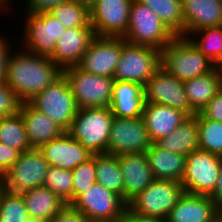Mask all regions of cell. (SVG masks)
Masks as SVG:
<instances>
[{
  "mask_svg": "<svg viewBox=\"0 0 222 222\" xmlns=\"http://www.w3.org/2000/svg\"><path fill=\"white\" fill-rule=\"evenodd\" d=\"M21 49L9 56L5 83L22 102H29L58 78L62 70L49 57Z\"/></svg>",
  "mask_w": 222,
  "mask_h": 222,
  "instance_id": "obj_1",
  "label": "cell"
},
{
  "mask_svg": "<svg viewBox=\"0 0 222 222\" xmlns=\"http://www.w3.org/2000/svg\"><path fill=\"white\" fill-rule=\"evenodd\" d=\"M161 68L184 82L211 72L216 65L187 38L176 36L160 51Z\"/></svg>",
  "mask_w": 222,
  "mask_h": 222,
  "instance_id": "obj_2",
  "label": "cell"
},
{
  "mask_svg": "<svg viewBox=\"0 0 222 222\" xmlns=\"http://www.w3.org/2000/svg\"><path fill=\"white\" fill-rule=\"evenodd\" d=\"M113 119L110 107L78 109L67 133L91 154H108Z\"/></svg>",
  "mask_w": 222,
  "mask_h": 222,
  "instance_id": "obj_3",
  "label": "cell"
},
{
  "mask_svg": "<svg viewBox=\"0 0 222 222\" xmlns=\"http://www.w3.org/2000/svg\"><path fill=\"white\" fill-rule=\"evenodd\" d=\"M175 37L150 7L133 0L127 32L123 37L127 43L161 51Z\"/></svg>",
  "mask_w": 222,
  "mask_h": 222,
  "instance_id": "obj_4",
  "label": "cell"
},
{
  "mask_svg": "<svg viewBox=\"0 0 222 222\" xmlns=\"http://www.w3.org/2000/svg\"><path fill=\"white\" fill-rule=\"evenodd\" d=\"M184 193V187L178 181L154 179L127 204V208L139 216L166 220Z\"/></svg>",
  "mask_w": 222,
  "mask_h": 222,
  "instance_id": "obj_5",
  "label": "cell"
},
{
  "mask_svg": "<svg viewBox=\"0 0 222 222\" xmlns=\"http://www.w3.org/2000/svg\"><path fill=\"white\" fill-rule=\"evenodd\" d=\"M28 103L46 114L65 132L69 130L78 111L69 82L63 73Z\"/></svg>",
  "mask_w": 222,
  "mask_h": 222,
  "instance_id": "obj_6",
  "label": "cell"
},
{
  "mask_svg": "<svg viewBox=\"0 0 222 222\" xmlns=\"http://www.w3.org/2000/svg\"><path fill=\"white\" fill-rule=\"evenodd\" d=\"M67 78L78 109L110 107L114 78L83 71L78 66L62 70Z\"/></svg>",
  "mask_w": 222,
  "mask_h": 222,
  "instance_id": "obj_7",
  "label": "cell"
},
{
  "mask_svg": "<svg viewBox=\"0 0 222 222\" xmlns=\"http://www.w3.org/2000/svg\"><path fill=\"white\" fill-rule=\"evenodd\" d=\"M160 67L159 50L127 43L122 37L121 57L114 72V80L144 86Z\"/></svg>",
  "mask_w": 222,
  "mask_h": 222,
  "instance_id": "obj_8",
  "label": "cell"
},
{
  "mask_svg": "<svg viewBox=\"0 0 222 222\" xmlns=\"http://www.w3.org/2000/svg\"><path fill=\"white\" fill-rule=\"evenodd\" d=\"M24 14L27 16H24L25 34L21 41L23 49L50 58L55 51L57 40L65 33L66 27L49 12Z\"/></svg>",
  "mask_w": 222,
  "mask_h": 222,
  "instance_id": "obj_9",
  "label": "cell"
},
{
  "mask_svg": "<svg viewBox=\"0 0 222 222\" xmlns=\"http://www.w3.org/2000/svg\"><path fill=\"white\" fill-rule=\"evenodd\" d=\"M49 167L43 153L38 148H32L20 154L18 160L0 179V186L19 194L41 187Z\"/></svg>",
  "mask_w": 222,
  "mask_h": 222,
  "instance_id": "obj_10",
  "label": "cell"
},
{
  "mask_svg": "<svg viewBox=\"0 0 222 222\" xmlns=\"http://www.w3.org/2000/svg\"><path fill=\"white\" fill-rule=\"evenodd\" d=\"M222 157L203 150L186 156V166L181 181L185 193L210 196L217 185Z\"/></svg>",
  "mask_w": 222,
  "mask_h": 222,
  "instance_id": "obj_11",
  "label": "cell"
},
{
  "mask_svg": "<svg viewBox=\"0 0 222 222\" xmlns=\"http://www.w3.org/2000/svg\"><path fill=\"white\" fill-rule=\"evenodd\" d=\"M72 205L91 222L121 221L127 204L115 192L96 182L82 193Z\"/></svg>",
  "mask_w": 222,
  "mask_h": 222,
  "instance_id": "obj_12",
  "label": "cell"
},
{
  "mask_svg": "<svg viewBox=\"0 0 222 222\" xmlns=\"http://www.w3.org/2000/svg\"><path fill=\"white\" fill-rule=\"evenodd\" d=\"M152 141L147 132L143 117H114L108 141V154L146 153Z\"/></svg>",
  "mask_w": 222,
  "mask_h": 222,
  "instance_id": "obj_13",
  "label": "cell"
},
{
  "mask_svg": "<svg viewBox=\"0 0 222 222\" xmlns=\"http://www.w3.org/2000/svg\"><path fill=\"white\" fill-rule=\"evenodd\" d=\"M133 0H96L90 12L95 36L124 37Z\"/></svg>",
  "mask_w": 222,
  "mask_h": 222,
  "instance_id": "obj_14",
  "label": "cell"
},
{
  "mask_svg": "<svg viewBox=\"0 0 222 222\" xmlns=\"http://www.w3.org/2000/svg\"><path fill=\"white\" fill-rule=\"evenodd\" d=\"M144 97L147 103L178 109L188 117L196 114L189 104L183 82L166 73L161 67L144 85Z\"/></svg>",
  "mask_w": 222,
  "mask_h": 222,
  "instance_id": "obj_15",
  "label": "cell"
},
{
  "mask_svg": "<svg viewBox=\"0 0 222 222\" xmlns=\"http://www.w3.org/2000/svg\"><path fill=\"white\" fill-rule=\"evenodd\" d=\"M121 51L122 37L95 36L77 66L85 72L113 78Z\"/></svg>",
  "mask_w": 222,
  "mask_h": 222,
  "instance_id": "obj_16",
  "label": "cell"
},
{
  "mask_svg": "<svg viewBox=\"0 0 222 222\" xmlns=\"http://www.w3.org/2000/svg\"><path fill=\"white\" fill-rule=\"evenodd\" d=\"M39 150L50 166L73 170L93 156L78 140L67 132L43 144Z\"/></svg>",
  "mask_w": 222,
  "mask_h": 222,
  "instance_id": "obj_17",
  "label": "cell"
},
{
  "mask_svg": "<svg viewBox=\"0 0 222 222\" xmlns=\"http://www.w3.org/2000/svg\"><path fill=\"white\" fill-rule=\"evenodd\" d=\"M95 37L93 27L67 28L56 42L50 59L61 69L77 66Z\"/></svg>",
  "mask_w": 222,
  "mask_h": 222,
  "instance_id": "obj_18",
  "label": "cell"
},
{
  "mask_svg": "<svg viewBox=\"0 0 222 222\" xmlns=\"http://www.w3.org/2000/svg\"><path fill=\"white\" fill-rule=\"evenodd\" d=\"M221 213L210 196L184 193L169 212L166 222H214Z\"/></svg>",
  "mask_w": 222,
  "mask_h": 222,
  "instance_id": "obj_19",
  "label": "cell"
},
{
  "mask_svg": "<svg viewBox=\"0 0 222 222\" xmlns=\"http://www.w3.org/2000/svg\"><path fill=\"white\" fill-rule=\"evenodd\" d=\"M124 182V202L128 204L154 180L145 153L118 155Z\"/></svg>",
  "mask_w": 222,
  "mask_h": 222,
  "instance_id": "obj_20",
  "label": "cell"
},
{
  "mask_svg": "<svg viewBox=\"0 0 222 222\" xmlns=\"http://www.w3.org/2000/svg\"><path fill=\"white\" fill-rule=\"evenodd\" d=\"M142 117L153 143L168 136L188 118L178 109L147 102L144 104Z\"/></svg>",
  "mask_w": 222,
  "mask_h": 222,
  "instance_id": "obj_21",
  "label": "cell"
},
{
  "mask_svg": "<svg viewBox=\"0 0 222 222\" xmlns=\"http://www.w3.org/2000/svg\"><path fill=\"white\" fill-rule=\"evenodd\" d=\"M184 37L206 27L222 25V0H181Z\"/></svg>",
  "mask_w": 222,
  "mask_h": 222,
  "instance_id": "obj_22",
  "label": "cell"
},
{
  "mask_svg": "<svg viewBox=\"0 0 222 222\" xmlns=\"http://www.w3.org/2000/svg\"><path fill=\"white\" fill-rule=\"evenodd\" d=\"M144 104V86L134 82L115 80L110 105L114 117H141Z\"/></svg>",
  "mask_w": 222,
  "mask_h": 222,
  "instance_id": "obj_23",
  "label": "cell"
},
{
  "mask_svg": "<svg viewBox=\"0 0 222 222\" xmlns=\"http://www.w3.org/2000/svg\"><path fill=\"white\" fill-rule=\"evenodd\" d=\"M20 113L25 124L28 142L32 148L39 149L43 144L65 132L46 114L36 110L28 102H22Z\"/></svg>",
  "mask_w": 222,
  "mask_h": 222,
  "instance_id": "obj_24",
  "label": "cell"
},
{
  "mask_svg": "<svg viewBox=\"0 0 222 222\" xmlns=\"http://www.w3.org/2000/svg\"><path fill=\"white\" fill-rule=\"evenodd\" d=\"M154 179L178 181L181 183L186 166V156L170 152L152 143L145 153Z\"/></svg>",
  "mask_w": 222,
  "mask_h": 222,
  "instance_id": "obj_25",
  "label": "cell"
},
{
  "mask_svg": "<svg viewBox=\"0 0 222 222\" xmlns=\"http://www.w3.org/2000/svg\"><path fill=\"white\" fill-rule=\"evenodd\" d=\"M22 197L32 221L51 222L52 218L66 204L45 186L23 192Z\"/></svg>",
  "mask_w": 222,
  "mask_h": 222,
  "instance_id": "obj_26",
  "label": "cell"
},
{
  "mask_svg": "<svg viewBox=\"0 0 222 222\" xmlns=\"http://www.w3.org/2000/svg\"><path fill=\"white\" fill-rule=\"evenodd\" d=\"M191 108L199 113L222 88V71L211 72L183 82Z\"/></svg>",
  "mask_w": 222,
  "mask_h": 222,
  "instance_id": "obj_27",
  "label": "cell"
},
{
  "mask_svg": "<svg viewBox=\"0 0 222 222\" xmlns=\"http://www.w3.org/2000/svg\"><path fill=\"white\" fill-rule=\"evenodd\" d=\"M161 148L170 152L189 155L199 149V128L197 124V113L188 117L168 136L156 142Z\"/></svg>",
  "mask_w": 222,
  "mask_h": 222,
  "instance_id": "obj_28",
  "label": "cell"
},
{
  "mask_svg": "<svg viewBox=\"0 0 222 222\" xmlns=\"http://www.w3.org/2000/svg\"><path fill=\"white\" fill-rule=\"evenodd\" d=\"M95 171L97 182L124 201V182L118 156L107 153L95 155Z\"/></svg>",
  "mask_w": 222,
  "mask_h": 222,
  "instance_id": "obj_29",
  "label": "cell"
},
{
  "mask_svg": "<svg viewBox=\"0 0 222 222\" xmlns=\"http://www.w3.org/2000/svg\"><path fill=\"white\" fill-rule=\"evenodd\" d=\"M150 7L175 36L184 37L181 0H137Z\"/></svg>",
  "mask_w": 222,
  "mask_h": 222,
  "instance_id": "obj_30",
  "label": "cell"
},
{
  "mask_svg": "<svg viewBox=\"0 0 222 222\" xmlns=\"http://www.w3.org/2000/svg\"><path fill=\"white\" fill-rule=\"evenodd\" d=\"M187 38L217 67L222 64V25L191 32Z\"/></svg>",
  "mask_w": 222,
  "mask_h": 222,
  "instance_id": "obj_31",
  "label": "cell"
},
{
  "mask_svg": "<svg viewBox=\"0 0 222 222\" xmlns=\"http://www.w3.org/2000/svg\"><path fill=\"white\" fill-rule=\"evenodd\" d=\"M0 142L21 153L32 149L20 112L0 118Z\"/></svg>",
  "mask_w": 222,
  "mask_h": 222,
  "instance_id": "obj_32",
  "label": "cell"
},
{
  "mask_svg": "<svg viewBox=\"0 0 222 222\" xmlns=\"http://www.w3.org/2000/svg\"><path fill=\"white\" fill-rule=\"evenodd\" d=\"M67 28L92 27L89 10L73 0L63 2L49 11Z\"/></svg>",
  "mask_w": 222,
  "mask_h": 222,
  "instance_id": "obj_33",
  "label": "cell"
},
{
  "mask_svg": "<svg viewBox=\"0 0 222 222\" xmlns=\"http://www.w3.org/2000/svg\"><path fill=\"white\" fill-rule=\"evenodd\" d=\"M0 222H32L22 194L0 186Z\"/></svg>",
  "mask_w": 222,
  "mask_h": 222,
  "instance_id": "obj_34",
  "label": "cell"
},
{
  "mask_svg": "<svg viewBox=\"0 0 222 222\" xmlns=\"http://www.w3.org/2000/svg\"><path fill=\"white\" fill-rule=\"evenodd\" d=\"M199 149L222 157V122L204 118L197 113Z\"/></svg>",
  "mask_w": 222,
  "mask_h": 222,
  "instance_id": "obj_35",
  "label": "cell"
},
{
  "mask_svg": "<svg viewBox=\"0 0 222 222\" xmlns=\"http://www.w3.org/2000/svg\"><path fill=\"white\" fill-rule=\"evenodd\" d=\"M43 186L49 188L66 203H73V176L71 170L50 166Z\"/></svg>",
  "mask_w": 222,
  "mask_h": 222,
  "instance_id": "obj_36",
  "label": "cell"
},
{
  "mask_svg": "<svg viewBox=\"0 0 222 222\" xmlns=\"http://www.w3.org/2000/svg\"><path fill=\"white\" fill-rule=\"evenodd\" d=\"M73 202L94 183L97 182L95 171V155L79 164L72 170Z\"/></svg>",
  "mask_w": 222,
  "mask_h": 222,
  "instance_id": "obj_37",
  "label": "cell"
},
{
  "mask_svg": "<svg viewBox=\"0 0 222 222\" xmlns=\"http://www.w3.org/2000/svg\"><path fill=\"white\" fill-rule=\"evenodd\" d=\"M21 104L15 92L5 82H0V118L19 113Z\"/></svg>",
  "mask_w": 222,
  "mask_h": 222,
  "instance_id": "obj_38",
  "label": "cell"
},
{
  "mask_svg": "<svg viewBox=\"0 0 222 222\" xmlns=\"http://www.w3.org/2000/svg\"><path fill=\"white\" fill-rule=\"evenodd\" d=\"M51 222H91L81 211L72 204L66 203L52 218Z\"/></svg>",
  "mask_w": 222,
  "mask_h": 222,
  "instance_id": "obj_39",
  "label": "cell"
},
{
  "mask_svg": "<svg viewBox=\"0 0 222 222\" xmlns=\"http://www.w3.org/2000/svg\"><path fill=\"white\" fill-rule=\"evenodd\" d=\"M199 113L206 119L222 122V88Z\"/></svg>",
  "mask_w": 222,
  "mask_h": 222,
  "instance_id": "obj_40",
  "label": "cell"
},
{
  "mask_svg": "<svg viewBox=\"0 0 222 222\" xmlns=\"http://www.w3.org/2000/svg\"><path fill=\"white\" fill-rule=\"evenodd\" d=\"M21 152L0 142V179L18 160Z\"/></svg>",
  "mask_w": 222,
  "mask_h": 222,
  "instance_id": "obj_41",
  "label": "cell"
},
{
  "mask_svg": "<svg viewBox=\"0 0 222 222\" xmlns=\"http://www.w3.org/2000/svg\"><path fill=\"white\" fill-rule=\"evenodd\" d=\"M68 0H25L26 12H49L52 8Z\"/></svg>",
  "mask_w": 222,
  "mask_h": 222,
  "instance_id": "obj_42",
  "label": "cell"
},
{
  "mask_svg": "<svg viewBox=\"0 0 222 222\" xmlns=\"http://www.w3.org/2000/svg\"><path fill=\"white\" fill-rule=\"evenodd\" d=\"M7 38L0 36V82L6 81L7 76V63L10 54L13 52L12 45ZM11 45V46H10Z\"/></svg>",
  "mask_w": 222,
  "mask_h": 222,
  "instance_id": "obj_43",
  "label": "cell"
},
{
  "mask_svg": "<svg viewBox=\"0 0 222 222\" xmlns=\"http://www.w3.org/2000/svg\"><path fill=\"white\" fill-rule=\"evenodd\" d=\"M121 222H166L164 219L143 217L132 213L128 208L124 212Z\"/></svg>",
  "mask_w": 222,
  "mask_h": 222,
  "instance_id": "obj_44",
  "label": "cell"
},
{
  "mask_svg": "<svg viewBox=\"0 0 222 222\" xmlns=\"http://www.w3.org/2000/svg\"><path fill=\"white\" fill-rule=\"evenodd\" d=\"M211 199L222 210V166L217 180V185L214 192L210 195Z\"/></svg>",
  "mask_w": 222,
  "mask_h": 222,
  "instance_id": "obj_45",
  "label": "cell"
},
{
  "mask_svg": "<svg viewBox=\"0 0 222 222\" xmlns=\"http://www.w3.org/2000/svg\"><path fill=\"white\" fill-rule=\"evenodd\" d=\"M73 1H76L80 5L86 7L88 10H90L96 2V0H73Z\"/></svg>",
  "mask_w": 222,
  "mask_h": 222,
  "instance_id": "obj_46",
  "label": "cell"
},
{
  "mask_svg": "<svg viewBox=\"0 0 222 222\" xmlns=\"http://www.w3.org/2000/svg\"><path fill=\"white\" fill-rule=\"evenodd\" d=\"M9 2L12 3L11 0H0V9L3 10L4 8L6 10L10 4Z\"/></svg>",
  "mask_w": 222,
  "mask_h": 222,
  "instance_id": "obj_47",
  "label": "cell"
},
{
  "mask_svg": "<svg viewBox=\"0 0 222 222\" xmlns=\"http://www.w3.org/2000/svg\"><path fill=\"white\" fill-rule=\"evenodd\" d=\"M214 222H222V213L215 219Z\"/></svg>",
  "mask_w": 222,
  "mask_h": 222,
  "instance_id": "obj_48",
  "label": "cell"
}]
</instances>
